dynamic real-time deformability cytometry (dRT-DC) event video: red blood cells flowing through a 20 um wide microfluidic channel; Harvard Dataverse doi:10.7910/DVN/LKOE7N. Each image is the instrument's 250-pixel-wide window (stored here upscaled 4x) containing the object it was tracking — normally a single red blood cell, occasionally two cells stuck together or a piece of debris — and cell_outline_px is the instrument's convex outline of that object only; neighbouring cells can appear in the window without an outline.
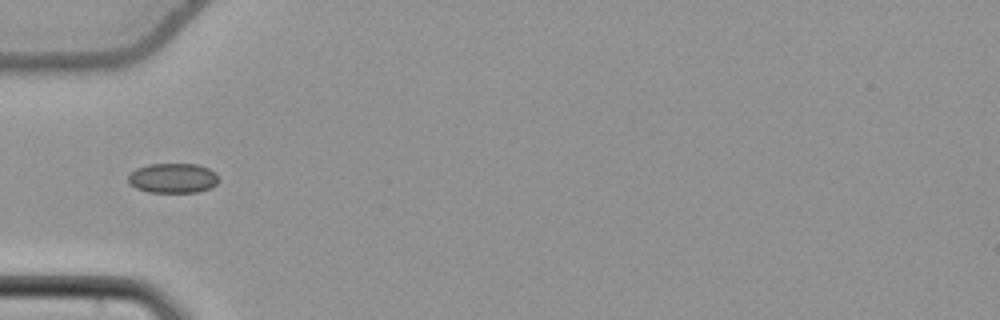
{"species": "common noctule bat (a hibernating species)", "species_latin": "Nyctalus noctula", "temperature_condition": "cold", "stored_images_in_passage": 37, "camera_frame_rate_fps": 3000, "um_per_image_px": 0.085, "animal": {"sex": "female", "body_mass_g": 22.7, "forearm_length_mm": 54.2}, "frame": {"image": 1, "passage_image": 1, "time_ms": 0.0, "image_size_px": [1000, 320], "cell_outline_px": [[220, 180], [212, 188], [196, 192], [148, 192], [136, 188], [128, 184], [128, 176], [136, 168], [148, 164], [196, 164], [208, 168], [216, 172]], "centroid_in_image_um": [14.71, 15.14], "position_along_channel_um": 70.3, "area_um2": 15.9}}
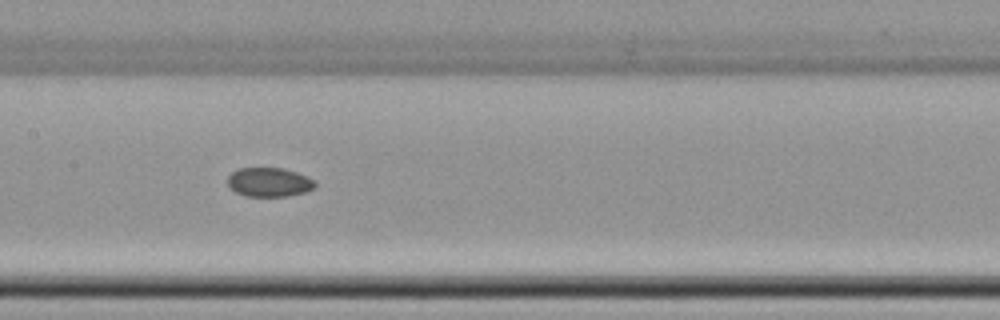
{"frame": {"image": 2, "passage_image": 10, "time_ms": 3.0, "image_size_px": [1000, 320], "cell_outline_px": [[316, 188], [304, 192], [288, 196], [244, 196], [236, 192], [228, 184], [228, 176], [232, 172], [240, 168], [284, 168], [308, 176], [316, 180]], "centroid_in_image_um": [22.92, 15.48], "position_along_channel_um": 184.5, "area_um2": 14.91}}
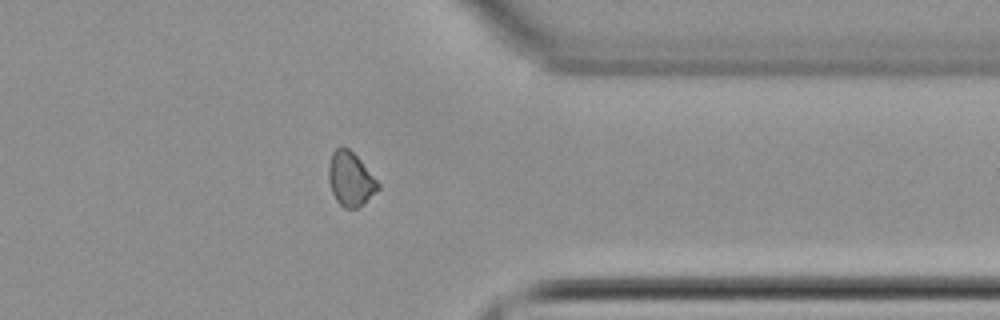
{"frame": {"image": 3, "passage_image": 26, "time_ms": 8.333, "image_size_px": [1000, 320], "cell_outline_px": [[380, 188], [364, 204], [356, 208], [344, 208], [336, 200], [332, 192], [328, 180], [328, 164], [332, 152], [340, 144], [348, 148], [360, 160], [380, 184]], "centroid_in_image_um": [29.77, 15.21], "position_along_channel_um": 381.6, "area_um2": 15.66}, "authors_computed_cell_mechanics": {"area_um2": 15.4326, "velocity_mm_per_s": 3.8336, "shape_relaxation_time_tau1_ms": null, "shape_relaxation_time_tau2_ms": 6.1262, "deformation_change_tau1": null, "deformation_change_tau2": 0.0686}}